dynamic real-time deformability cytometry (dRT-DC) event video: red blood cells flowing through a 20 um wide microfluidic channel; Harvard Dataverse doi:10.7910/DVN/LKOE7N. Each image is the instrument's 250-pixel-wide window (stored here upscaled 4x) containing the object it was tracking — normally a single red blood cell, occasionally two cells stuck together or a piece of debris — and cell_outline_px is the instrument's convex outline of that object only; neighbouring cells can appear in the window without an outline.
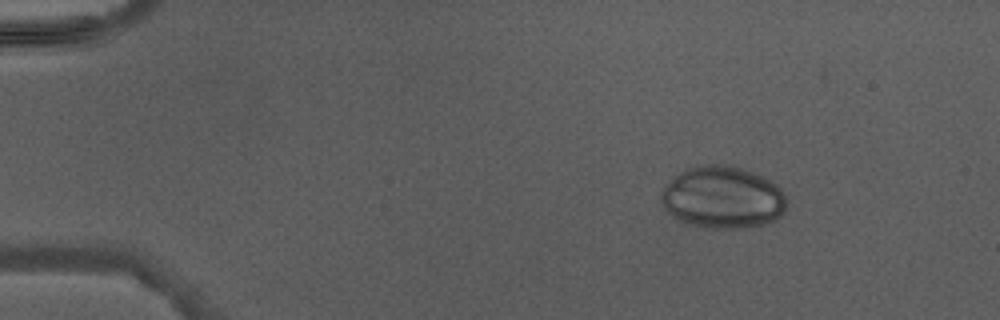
{"species": "Egyptian fruit bat (a non-hibernating species)", "species_latin": "Rousettus aegyptiacus", "temperature_condition": "warm", "stored_images_in_passage": 4, "camera_frame_rate_fps": 3000, "um_per_image_px": 0.085, "animal": {"sex": "male"}, "frame": {"image": 1, "passage_image": 1, "time_ms": 0.0, "image_size_px": [1000, 320], "cell_outline_px": [[784, 212], [776, 220], [764, 224], [740, 228], [704, 228], [688, 224], [672, 216], [664, 208], [660, 200], [660, 196], [664, 188], [680, 172], [696, 164], [724, 164], [740, 168], [752, 172], [776, 184], [784, 192]], "centroid_in_image_um": [61.41, 16.79], "position_along_channel_um": 23.6, "area_um2": 45.32}}